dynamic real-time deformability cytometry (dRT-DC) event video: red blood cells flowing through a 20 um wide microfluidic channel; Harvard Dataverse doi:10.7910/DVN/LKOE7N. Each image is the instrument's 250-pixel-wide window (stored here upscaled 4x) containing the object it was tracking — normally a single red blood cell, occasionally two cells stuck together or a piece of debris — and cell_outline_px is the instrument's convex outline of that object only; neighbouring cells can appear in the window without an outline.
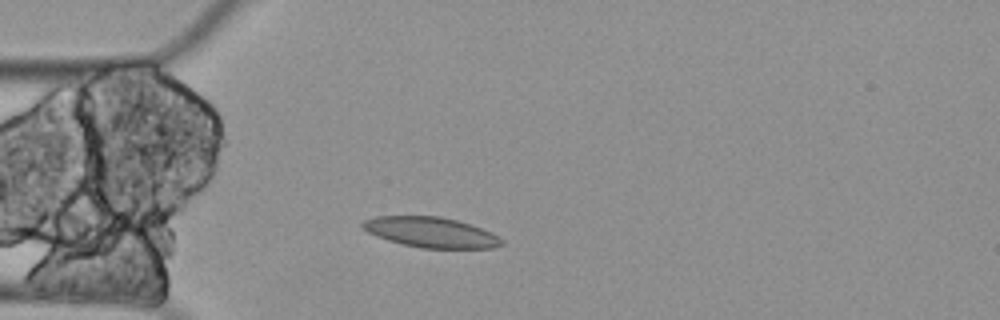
{"species": "Egyptian fruit bat (a non-hibernating species)", "species_latin": "Rousettus aegyptiacus", "temperature_condition": "cold", "stored_images_in_passage": 3, "camera_frame_rate_fps": 3000, "um_per_image_px": 0.085, "animal": {"sex": "female"}, "frame": {"image": 1, "passage_image": 2, "time_ms": 0.333, "image_size_px": [1000, 320], "cell_outline_px": [[504, 244], [492, 248], [420, 248], [388, 240], [376, 236], [360, 228], [360, 224], [364, 220], [376, 216], [440, 216], [456, 220], [480, 228], [504, 240]], "centroid_in_image_um": [36.57, 19.74], "position_along_channel_um": 48.4, "area_um2": 24.39}}